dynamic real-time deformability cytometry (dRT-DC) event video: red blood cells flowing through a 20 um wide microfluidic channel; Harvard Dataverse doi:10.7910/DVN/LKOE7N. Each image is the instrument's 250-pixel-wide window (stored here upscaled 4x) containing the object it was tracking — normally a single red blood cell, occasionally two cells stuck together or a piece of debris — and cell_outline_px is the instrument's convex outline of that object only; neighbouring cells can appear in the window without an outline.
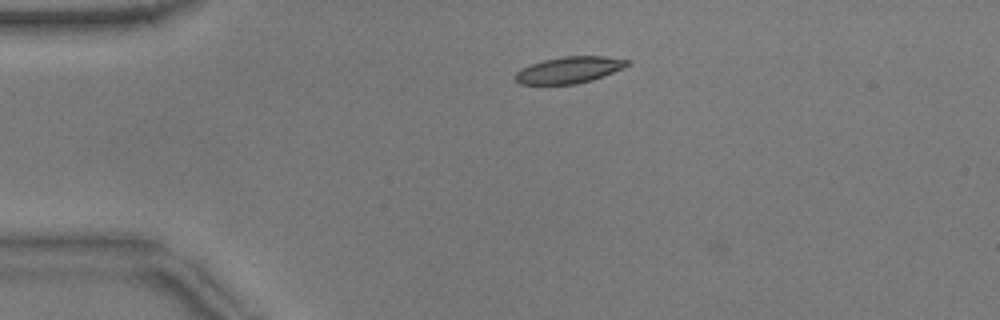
{"species": "common noctule bat (a hibernating species)", "species_latin": "Nyctalus noctula", "temperature_condition": "warm", "stored_images_in_passage": 3, "camera_frame_rate_fps": 3000, "um_per_image_px": 0.085, "animal": {"sex": "male", "body_mass_g": 17.9}, "frame": {"image": 1, "passage_image": 2, "time_ms": 0.333, "image_size_px": [1000, 320], "cell_outline_px": [[632, 64], [624, 68], [592, 80], [576, 84], [520, 84], [512, 76], [520, 68], [544, 60], [564, 56], [604, 56], [632, 60]], "centroid_in_image_um": [48.41, 5.94], "position_along_channel_um": 36.6, "area_um2": 17.46}}